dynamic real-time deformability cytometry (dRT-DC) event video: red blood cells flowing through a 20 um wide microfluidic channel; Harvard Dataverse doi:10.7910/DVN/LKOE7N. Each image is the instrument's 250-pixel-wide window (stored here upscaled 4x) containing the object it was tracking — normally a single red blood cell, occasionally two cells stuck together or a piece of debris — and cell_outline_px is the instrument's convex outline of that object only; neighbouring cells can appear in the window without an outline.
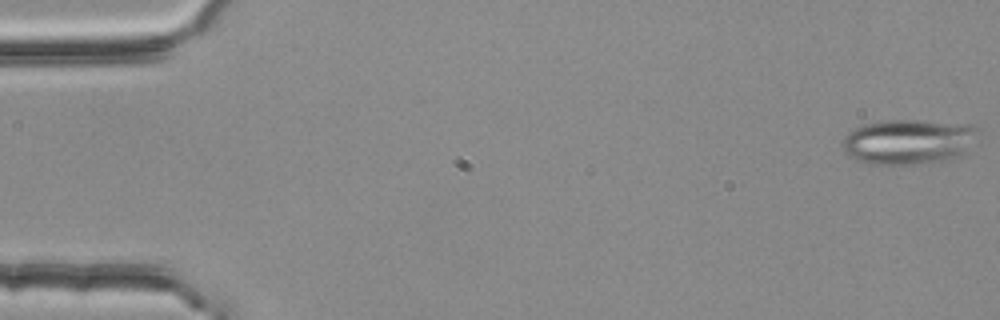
{"species": "common noctule bat (a hibernating species)", "species_latin": "Nyctalus noctula", "temperature_condition": "room temperature", "stored_images_in_passage": 13, "camera_frame_rate_fps": 3000, "um_per_image_px": 0.085, "animal": {"sex": "female", "body_mass_g": 25.1}, "frame": {"image": 1, "passage_image": 1, "time_ms": 0.0, "image_size_px": [1000, 320], "cell_outline_px": [[980, 128], [960, 156], [952, 160], [916, 164], [868, 164], [856, 160], [844, 152], [840, 144], [844, 136], [848, 132], [864, 124], [884, 120], [924, 120], [976, 124]], "centroid_in_image_um": [77.19, 12.03], "position_along_channel_um": 7.8, "area_um2": 36.01}}